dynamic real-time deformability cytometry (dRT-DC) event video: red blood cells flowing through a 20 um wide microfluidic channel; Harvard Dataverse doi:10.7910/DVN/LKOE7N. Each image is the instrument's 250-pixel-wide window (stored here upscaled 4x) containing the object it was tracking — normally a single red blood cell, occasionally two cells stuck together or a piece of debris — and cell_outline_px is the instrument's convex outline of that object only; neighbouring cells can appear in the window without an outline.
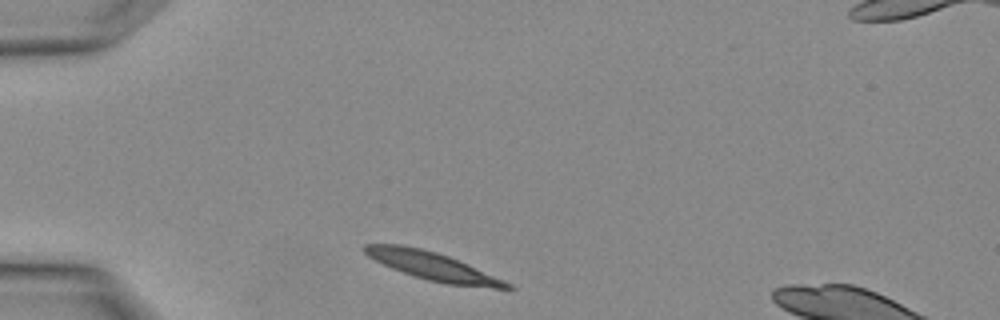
{"species": "Egyptian fruit bat (a non-hibernating species)", "species_latin": "Rousettus aegyptiacus", "temperature_condition": "warm", "stored_images_in_passage": 2, "camera_frame_rate_fps": 3000, "um_per_image_px": 0.085, "animal": {"sex": "female"}, "frame": {"image": 1, "passage_image": 1, "time_ms": 0.0, "image_size_px": [1000, 320], "cell_outline_px": [[516, 288], [492, 288], [448, 284], [428, 280], [392, 268], [368, 256], [360, 248], [364, 244], [400, 244], [420, 248], [436, 252], [448, 256], [504, 280], [512, 284]], "centroid_in_image_um": [36.75, 22.61], "position_along_channel_um": 48.3, "area_um2": 22.83}}